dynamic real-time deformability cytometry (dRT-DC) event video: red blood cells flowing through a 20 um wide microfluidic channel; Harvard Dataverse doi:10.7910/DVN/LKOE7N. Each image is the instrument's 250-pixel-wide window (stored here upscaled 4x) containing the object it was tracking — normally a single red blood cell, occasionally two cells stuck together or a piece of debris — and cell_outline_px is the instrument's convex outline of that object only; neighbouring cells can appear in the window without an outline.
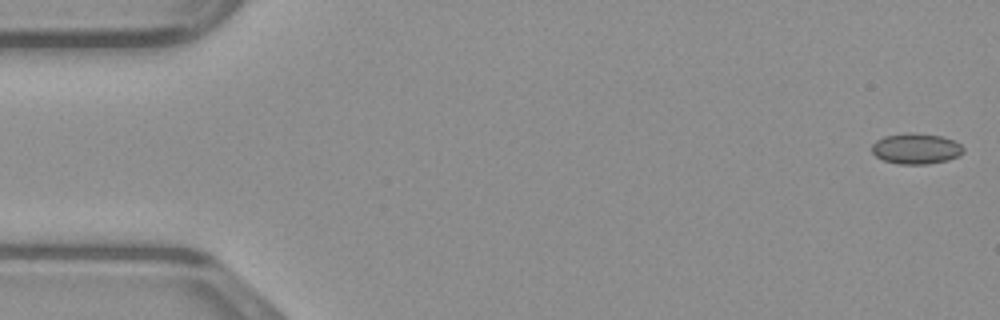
{"species": "common noctule bat (a hibernating species)", "species_latin": "Nyctalus noctula", "temperature_condition": "warm", "stored_images_in_passage": 48, "camera_frame_rate_fps": 3000, "um_per_image_px": 0.085, "animal": {"sex": "male", "body_mass_g": 23.1, "forearm_length_mm": 52.7}, "frame": {"image": 1, "passage_image": 1, "time_ms": 0.0, "image_size_px": [1000, 320], "cell_outline_px": [[964, 152], [960, 156], [948, 160], [928, 164], [900, 164], [884, 160], [876, 156], [872, 152], [872, 144], [876, 140], [884, 136], [912, 132], [940, 136], [952, 140], [960, 144], [964, 148]], "centroid_in_image_um": [77.88, 12.64], "position_along_channel_um": 7.1, "area_um2": 16.36}}
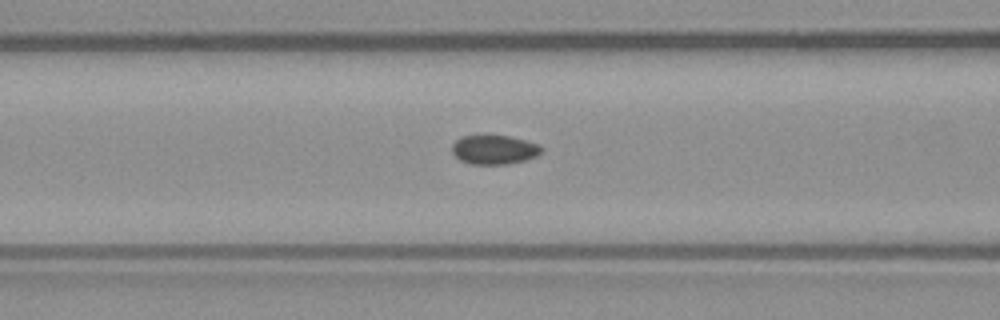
{"frame": {"image": 2, "passage_image": 19, "time_ms": 6.0, "image_size_px": [1000, 320], "cell_outline_px": [[544, 148], [536, 156], [524, 160], [508, 164], [472, 164], [460, 160], [452, 152], [452, 144], [460, 136], [508, 136], [540, 144]], "centroid_in_image_um": [42.01, 12.72], "position_along_channel_um": 124.6, "area_um2": 15.09}}
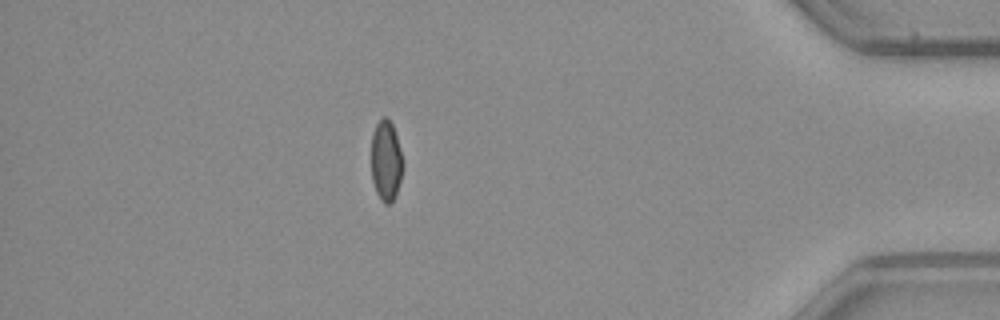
{"frame": {"image": 3, "passage_image": 42, "time_ms": 13.667, "image_size_px": [1000, 320], "cell_outline_px": [[404, 168], [396, 196], [388, 204], [384, 204], [380, 200], [376, 192], [372, 180], [372, 132], [376, 124], [384, 116], [392, 124], [404, 160]], "centroid_in_image_um": [32.83, 13.7], "position_along_channel_um": 402.4, "area_um2": 14.97}}